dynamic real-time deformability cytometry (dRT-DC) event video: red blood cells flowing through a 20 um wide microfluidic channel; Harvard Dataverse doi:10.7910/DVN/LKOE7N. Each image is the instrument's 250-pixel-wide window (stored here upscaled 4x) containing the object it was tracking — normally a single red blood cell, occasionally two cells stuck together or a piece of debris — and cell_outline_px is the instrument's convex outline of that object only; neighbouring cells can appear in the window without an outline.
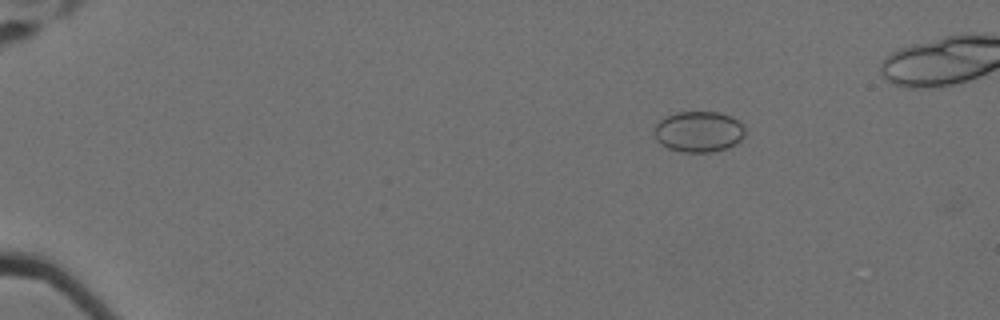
{"species": "Egyptian fruit bat (a non-hibernating species)", "species_latin": "Rousettus aegyptiacus", "temperature_condition": "cold", "stored_images_in_passage": 59, "camera_frame_rate_fps": 3000, "um_per_image_px": 0.085, "animal": {"sex": "female"}, "frame": {"image": 1, "passage_image": 11, "time_ms": 3.333, "image_size_px": [1000, 320], "cell_outline_px": [[744, 136], [736, 144], [728, 148], [712, 152], [680, 152], [668, 148], [660, 144], [656, 140], [652, 132], [656, 124], [660, 120], [676, 112], [720, 112], [732, 116], [744, 128]], "centroid_in_image_um": [59.36, 11.2], "position_along_channel_um": 25.6, "area_um2": 21.79}}
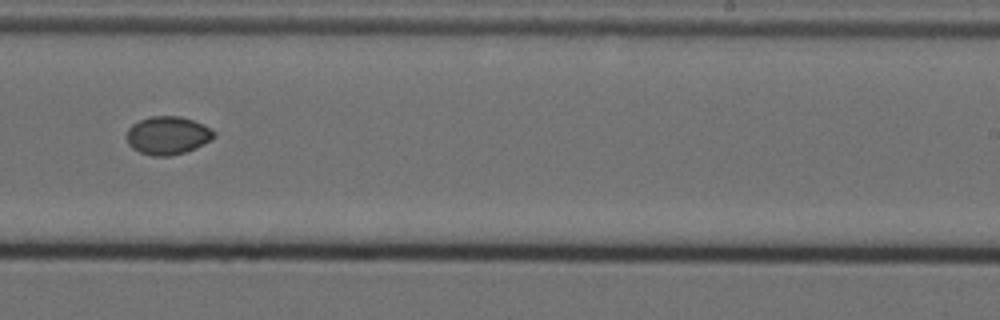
{"frame": {"image": 2, "passage_image": 41, "time_ms": 13.333, "image_size_px": [1000, 320], "cell_outline_px": [[216, 136], [212, 140], [196, 148], [184, 152], [168, 156], [152, 156], [140, 152], [132, 148], [128, 144], [128, 128], [132, 124], [140, 120], [152, 116], [180, 116], [192, 120], [212, 128], [216, 132]], "centroid_in_image_um": [14.29, 11.51], "position_along_channel_um": 274.7, "area_um2": 19.42}}
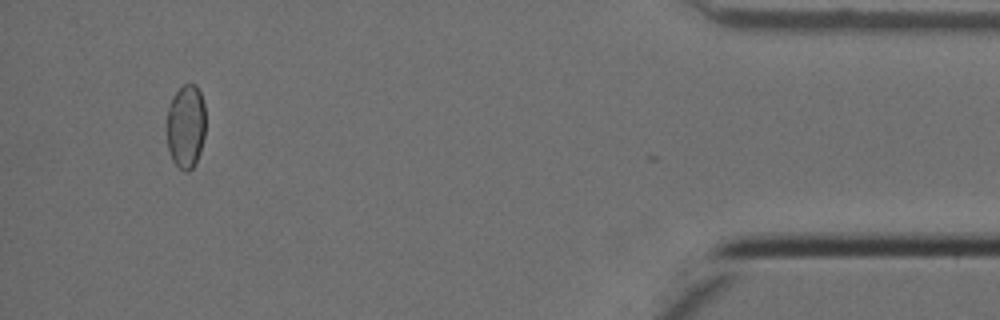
{"frame": {"image": 3, "passage_image": 58, "time_ms": 19.0, "image_size_px": [1000, 320], "cell_outline_px": [[204, 136], [200, 152], [196, 164], [188, 172], [184, 172], [172, 160], [168, 148], [168, 108], [172, 96], [184, 84], [196, 84], [200, 92], [204, 104]], "centroid_in_image_um": [15.81, 10.75], "position_along_channel_um": 419.4, "area_um2": 18.84}, "authors_computed_cell_mechanics": {"area_um2": 19.363, "velocity_mm_per_s": 3.5027, "shape_relaxation_time_tau1_ms": null, "shape_relaxation_time_tau2_ms": 5.543, "deformation_change_tau1": null, "deformation_change_tau2": 0.0276}}